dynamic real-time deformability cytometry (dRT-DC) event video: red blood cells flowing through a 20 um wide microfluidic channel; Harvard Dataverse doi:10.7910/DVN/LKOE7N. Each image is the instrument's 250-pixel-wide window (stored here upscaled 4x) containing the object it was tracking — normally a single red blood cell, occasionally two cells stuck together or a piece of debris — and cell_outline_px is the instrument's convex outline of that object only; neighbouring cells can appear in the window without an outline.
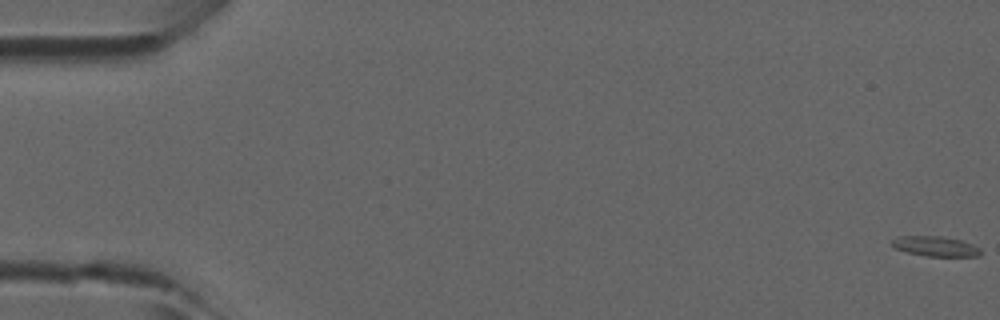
{"species": "common noctule bat (a hibernating species)", "species_latin": "Nyctalus noctula", "temperature_condition": "room temperature", "stored_images_in_passage": 10, "camera_frame_rate_fps": 3000, "um_per_image_px": 0.085, "animal": {"sex": "male", "forearm_length_mm": 52.5}, "frame": {"image": 1, "passage_image": 1, "time_ms": 0.0, "image_size_px": [1000, 320], "cell_outline_px": [[980, 256], [928, 256], [908, 252], [892, 248], [892, 240], [900, 236], [940, 236], [960, 240], [972, 244], [980, 248]], "centroid_in_image_um": [79.5, 20.93], "position_along_channel_um": 5.5, "area_um2": 10.23}}